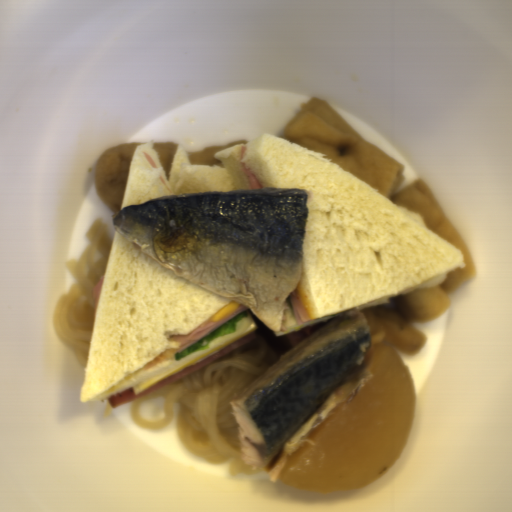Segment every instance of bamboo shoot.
Listing matches in <instances>:
<instances>
[{
	"label": "bamboo shoot",
	"instance_id": "1",
	"mask_svg": "<svg viewBox=\"0 0 512 512\" xmlns=\"http://www.w3.org/2000/svg\"><path fill=\"white\" fill-rule=\"evenodd\" d=\"M370 332L369 350L365 362L375 347L387 345L401 354L419 353L426 340L425 333L414 324H406L393 316L387 305L362 310Z\"/></svg>",
	"mask_w": 512,
	"mask_h": 512
},
{
	"label": "bamboo shoot",
	"instance_id": "2",
	"mask_svg": "<svg viewBox=\"0 0 512 512\" xmlns=\"http://www.w3.org/2000/svg\"><path fill=\"white\" fill-rule=\"evenodd\" d=\"M345 313H347V312L332 313V317L330 319H328L327 321L321 322L319 324L310 326V327L302 329V330L284 334L285 340L288 343V345L290 346V348L292 349L295 346H297L298 344H300L301 342H303L304 340H306L307 338H309L310 336H312L313 334H315L316 332H318L319 330L323 329L324 327H326L327 325H329L330 323H332L333 321H335L336 319H338L339 317L344 315Z\"/></svg>",
	"mask_w": 512,
	"mask_h": 512
}]
</instances>
